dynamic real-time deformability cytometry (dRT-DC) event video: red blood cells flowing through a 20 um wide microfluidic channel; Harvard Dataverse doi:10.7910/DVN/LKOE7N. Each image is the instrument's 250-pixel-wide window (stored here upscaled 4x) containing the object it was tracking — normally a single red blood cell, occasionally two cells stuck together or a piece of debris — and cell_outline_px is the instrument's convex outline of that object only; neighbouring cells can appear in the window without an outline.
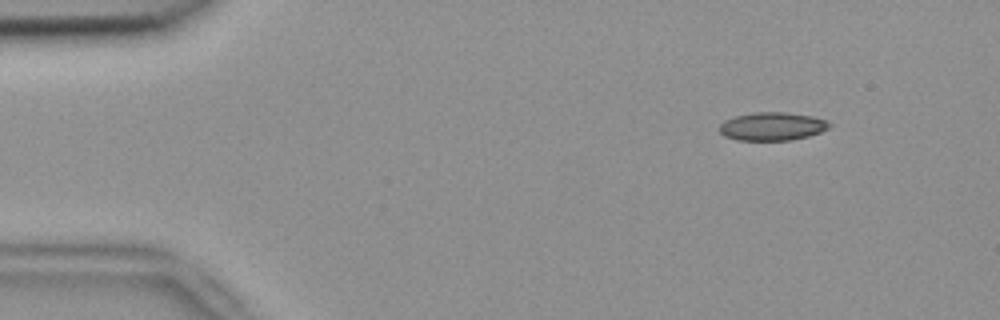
{"species": "common noctule bat (a hibernating species)", "species_latin": "Nyctalus noctula", "temperature_condition": "room temperature", "stored_images_in_passage": 50, "camera_frame_rate_fps": 3000, "um_per_image_px": 0.085, "animal": {"sex": "female", "body_mass_g": 18.4}, "frame": {"image": 1, "passage_image": 4, "time_ms": 1.0, "image_size_px": [1000, 320], "cell_outline_px": [[832, 124], [828, 128], [820, 132], [808, 136], [792, 140], [740, 140], [724, 136], [716, 128], [724, 120], [736, 116], [752, 112], [788, 112], [812, 116], [828, 120]], "centroid_in_image_um": [65.63, 10.73], "position_along_channel_um": 19.4, "area_um2": 18.26}}
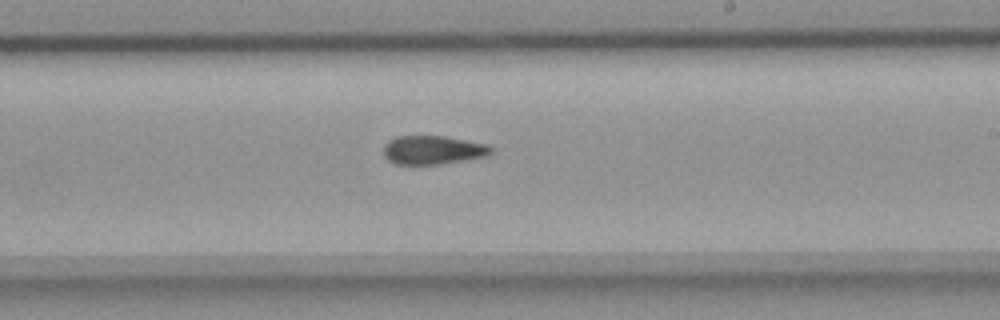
{"frame": {"image": 2, "passage_image": 29, "time_ms": 9.333, "image_size_px": [1000, 320], "cell_outline_px": [[492, 152], [488, 156], [436, 164], [396, 164], [388, 160], [384, 156], [384, 144], [388, 140], [396, 136], [444, 136], [484, 144], [492, 148]], "centroid_in_image_um": [36.74, 12.74], "position_along_channel_um": 252.3, "area_um2": 17.74}}
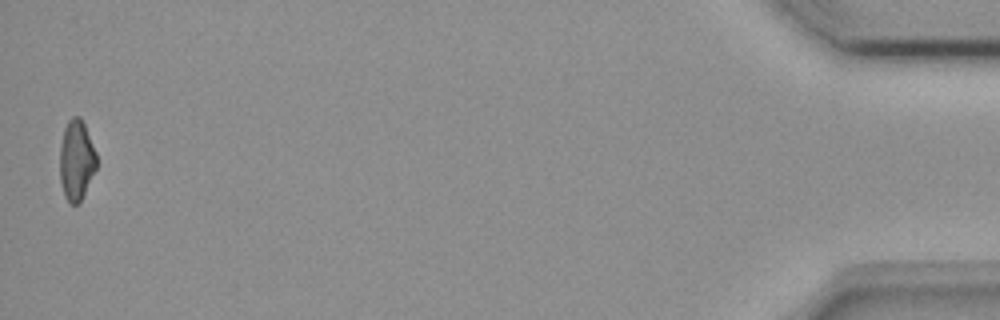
{"frame": {"image": 3, "passage_image": 50, "time_ms": 16.333, "image_size_px": [1000, 320], "cell_outline_px": [[96, 168], [80, 200], [76, 204], [68, 204], [64, 196], [60, 180], [60, 148], [64, 128], [68, 120], [72, 116], [80, 116], [84, 124], [96, 152]], "centroid_in_image_um": [6.47, 13.6], "position_along_channel_um": 428.7, "area_um2": 16.99}, "authors_computed_cell_mechanics": {"area_um2": 18.2359, "velocity_mm_per_s": 3.8496, "shape_relaxation_time_tau1_ms": null, "shape_relaxation_time_tau2_ms": 3.8674, "deformation_change_tau1": null, "deformation_change_tau2": 0.1062}}